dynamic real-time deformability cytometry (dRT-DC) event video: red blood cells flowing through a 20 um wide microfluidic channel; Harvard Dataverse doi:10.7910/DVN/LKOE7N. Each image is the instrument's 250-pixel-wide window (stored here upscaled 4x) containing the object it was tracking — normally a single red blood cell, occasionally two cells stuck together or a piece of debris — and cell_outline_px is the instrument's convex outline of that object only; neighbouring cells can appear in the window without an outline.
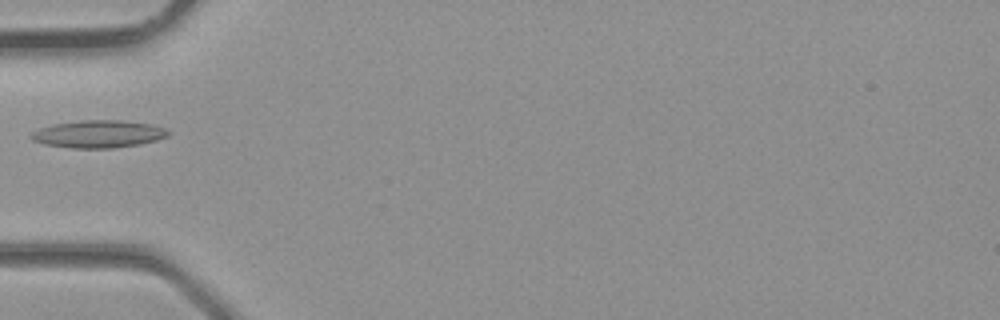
{"species": "common noctule bat (a hibernating species)", "species_latin": "Nyctalus noctula", "temperature_condition": "room temperature", "stored_images_in_passage": 4, "camera_frame_rate_fps": 3000, "um_per_image_px": 0.085, "animal": {"sex": "male", "body_mass_g": 23.1, "forearm_length_mm": 52.7}, "frame": {"image": 1, "passage_image": 4, "time_ms": 1.0, "image_size_px": [1000, 320], "cell_outline_px": [[172, 132], [168, 136], [156, 140], [140, 144], [112, 148], [72, 148], [44, 144], [32, 140], [28, 136], [32, 132], [40, 128], [52, 124], [80, 120], [120, 120], [152, 124], [164, 128]], "centroid_in_image_um": [8.36, 11.39], "position_along_channel_um": 76.6, "area_um2": 22.08}}